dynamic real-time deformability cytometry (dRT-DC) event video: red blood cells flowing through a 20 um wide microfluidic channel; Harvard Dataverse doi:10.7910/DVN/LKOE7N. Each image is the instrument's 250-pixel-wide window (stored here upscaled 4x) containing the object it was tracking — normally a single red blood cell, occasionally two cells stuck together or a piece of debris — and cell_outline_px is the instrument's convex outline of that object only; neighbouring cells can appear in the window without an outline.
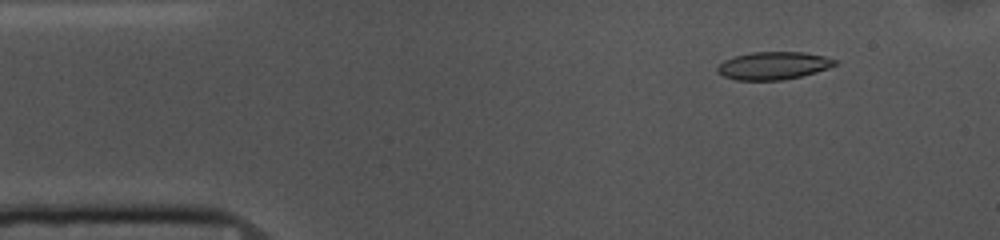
{"species": "common noctule bat (a hibernating species)", "species_latin": "Nyctalus noctula", "temperature_condition": "cold", "stored_images_in_passage": 53, "camera_frame_rate_fps": 3000, "um_per_image_px": 0.085, "animal": {"sex": "female", "body_mass_g": 10.0, "forearm_length_mm": 53.1}, "frame": {"image": 1, "passage_image": 6, "time_ms": 1.667, "image_size_px": [1000, 240], "cell_outline_px": [[840, 60], [836, 64], [828, 68], [816, 72], [800, 76], [780, 80], [736, 80], [724, 76], [716, 68], [724, 60], [736, 56], [752, 52], [804, 52], [824, 56]], "centroid_in_image_um": [65.77, 5.57], "position_along_channel_um": 19.2, "area_um2": 18.84}}
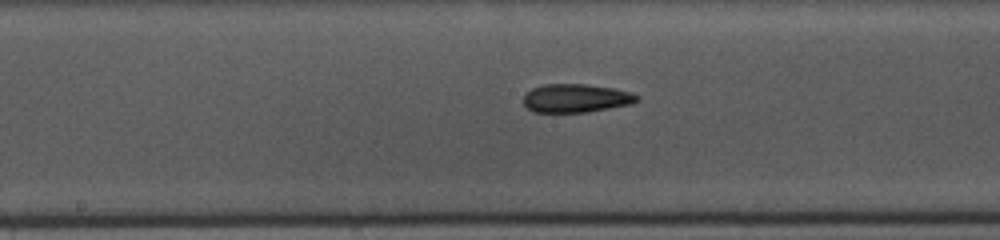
{"frame": {"image": 2, "passage_image": 26, "time_ms": 8.333, "image_size_px": [1000, 240], "cell_outline_px": [[640, 100], [632, 104], [588, 112], [532, 112], [524, 104], [524, 96], [532, 88], [544, 84], [584, 84], [612, 88], [632, 92], [640, 96]], "centroid_in_image_um": [49.0, 8.35], "position_along_channel_um": 199.2, "area_um2": 18.9}}
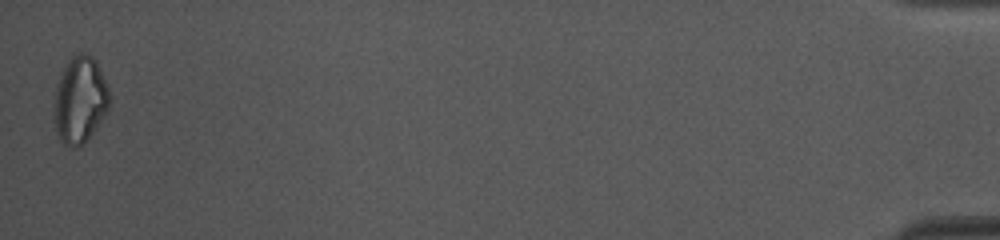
{"frame": {"image": 3, "passage_image": 53, "time_ms": 17.333, "image_size_px": [1000, 240], "cell_outline_px": [[108, 108], [84, 144], [76, 148], [72, 148], [64, 144], [60, 140], [56, 128], [56, 84], [68, 60], [76, 52], [84, 52], [92, 56], [96, 60], [108, 84]], "centroid_in_image_um": [6.81, 8.45], "position_along_channel_um": 428.4, "area_um2": 27.46}, "authors_computed_cell_mechanics": {"area_um2": 19.1318, "velocity_mm_per_s": 3.663, "shape_relaxation_time_tau1_ms": 5.7263, "shape_relaxation_time_tau2_ms": 5.8829, "deformation_change_tau1": 0.1413, "deformation_change_tau2": 0.1334}}